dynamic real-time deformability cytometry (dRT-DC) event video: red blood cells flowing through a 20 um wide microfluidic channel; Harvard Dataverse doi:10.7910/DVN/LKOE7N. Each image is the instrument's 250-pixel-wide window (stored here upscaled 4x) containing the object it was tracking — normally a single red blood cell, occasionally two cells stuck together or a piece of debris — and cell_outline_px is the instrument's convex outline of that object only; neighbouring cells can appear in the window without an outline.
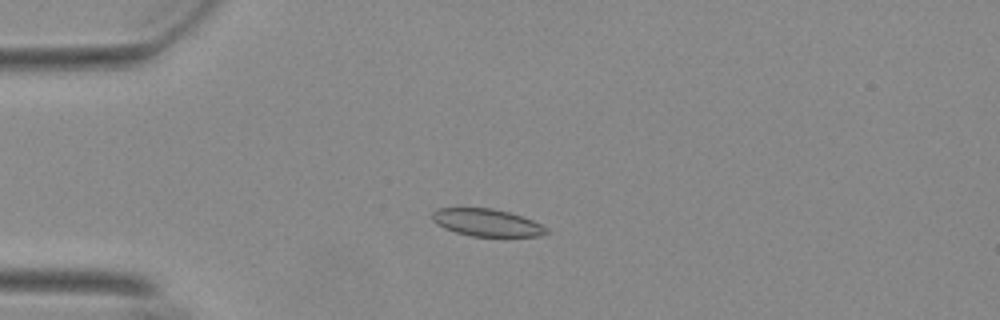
{"species": "Egyptian fruit bat (a non-hibernating species)", "species_latin": "Rousettus aegyptiacus", "temperature_condition": "warm", "stored_images_in_passage": 42, "camera_frame_rate_fps": 3000, "um_per_image_px": 0.085, "animal": {"sex": "female"}, "frame": {"image": 1, "passage_image": 1, "time_ms": 0.0, "image_size_px": [1000, 320], "cell_outline_px": [[548, 232], [540, 236], [472, 236], [456, 232], [444, 228], [436, 224], [432, 220], [432, 212], [440, 208], [492, 208], [508, 212], [532, 220], [548, 228]], "centroid_in_image_um": [41.36, 18.92], "position_along_channel_um": 43.6, "area_um2": 18.03}}
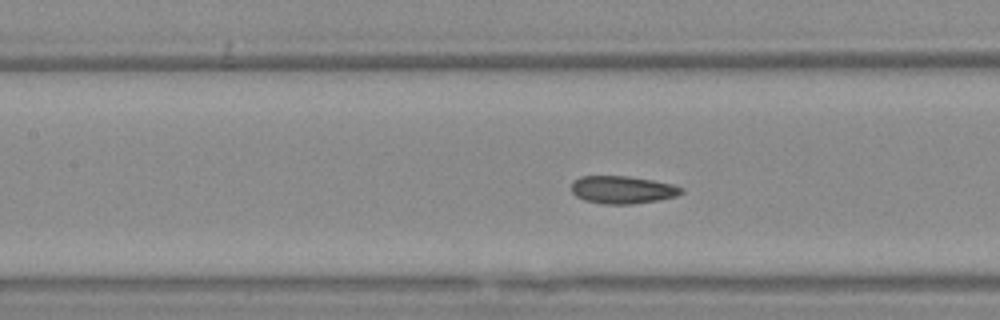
{"frame": {"image": 2, "passage_image": 12, "time_ms": 3.667, "image_size_px": [1000, 320], "cell_outline_px": [[684, 192], [676, 196], [656, 200], [632, 204], [604, 204], [584, 200], [576, 196], [572, 192], [572, 184], [580, 176], [628, 176], [652, 180], [672, 184], [684, 188]], "centroid_in_image_um": [52.92, 16.13], "position_along_channel_um": 154.5, "area_um2": 17.63}}
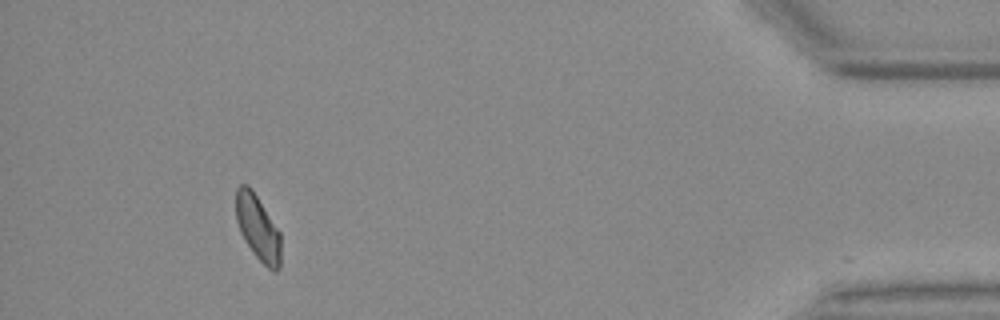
{"frame": {"image": 3, "passage_image": 38, "time_ms": 12.333, "image_size_px": [1000, 320], "cell_outline_px": [[280, 268], [276, 272], [268, 268], [252, 252], [244, 240], [240, 232], [236, 220], [236, 188], [240, 184], [248, 184], [252, 188], [280, 232]], "centroid_in_image_um": [21.9, 19.34], "position_along_channel_um": 413.3, "area_um2": 17.17}, "authors_computed_cell_mechanics": {"area_um2": 17.629, "velocity_mm_per_s": 3.7047, "shape_relaxation_time_tau1_ms": null, "shape_relaxation_time_tau2_ms": 2.1904, "deformation_change_tau1": null, "deformation_change_tau2": 0.0621}}